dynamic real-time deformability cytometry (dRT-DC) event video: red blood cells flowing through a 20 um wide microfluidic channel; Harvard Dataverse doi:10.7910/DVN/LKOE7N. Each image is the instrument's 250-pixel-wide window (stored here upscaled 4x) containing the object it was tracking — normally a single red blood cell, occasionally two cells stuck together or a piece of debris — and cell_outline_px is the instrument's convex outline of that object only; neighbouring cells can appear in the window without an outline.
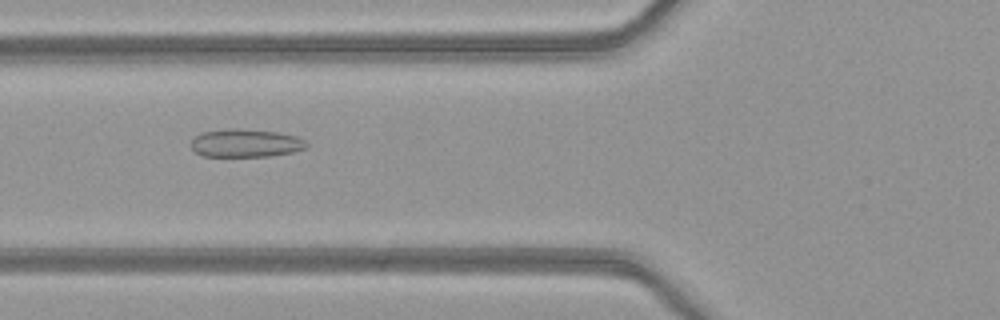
{"species": "common noctule bat (a hibernating species)", "species_latin": "Nyctalus noctula", "temperature_condition": "warm", "stored_images_in_passage": 51, "camera_frame_rate_fps": 3000, "um_per_image_px": 0.085, "animal": {"sex": "female", "body_mass_g": 21.9}, "frame": {"image": 1, "passage_image": 20, "time_ms": 6.333, "image_size_px": [1000, 320], "cell_outline_px": [[308, 148], [292, 152], [268, 156], [204, 156], [196, 152], [188, 144], [192, 136], [200, 132], [228, 128], [236, 128], [276, 132], [296, 136], [304, 140], [308, 144]], "centroid_in_image_um": [20.82, 12.15], "position_along_channel_um": 105.0, "area_um2": 19.13}}
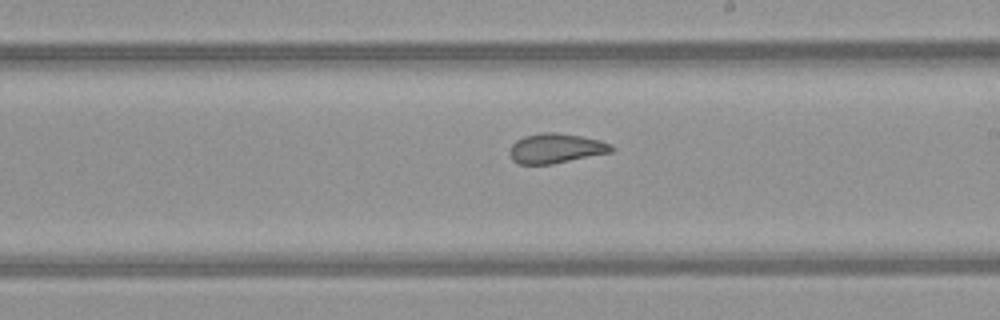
{"frame": {"image": 2, "passage_image": 30, "time_ms": 9.667, "image_size_px": [1000, 320], "cell_outline_px": [[616, 148], [612, 152], [552, 164], [520, 164], [512, 160], [508, 152], [512, 144], [516, 140], [524, 136], [540, 132], [556, 132], [580, 136], [600, 140], [612, 144]], "centroid_in_image_um": [47.25, 12.6], "position_along_channel_um": 241.8, "area_um2": 17.8}}
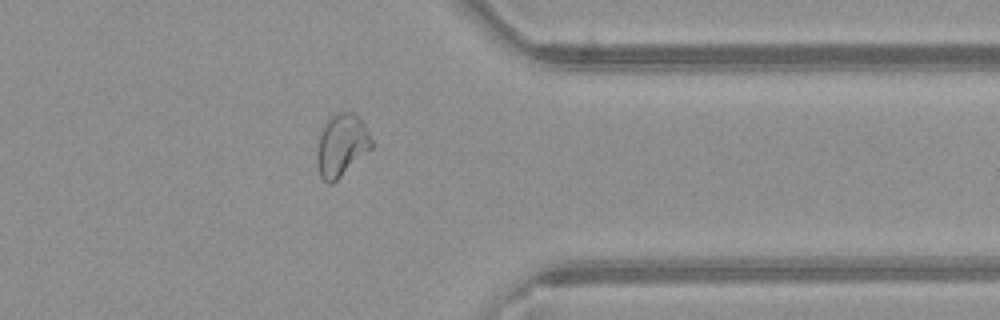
{"frame": {"image": 3, "passage_image": 41, "time_ms": 13.333, "image_size_px": [1000, 320], "cell_outline_px": [[372, 148], [332, 184], [328, 184], [320, 176], [316, 164], [316, 152], [320, 136], [324, 124], [336, 112], [356, 112], [360, 116], [372, 140]], "centroid_in_image_um": [29.03, 12.34], "position_along_channel_um": 382.4, "area_um2": 19.88}, "authors_computed_cell_mechanics": {"area_um2": 21.386, "velocity_mm_per_s": 4.0877, "shape_relaxation_time_tau1_ms": null, "shape_relaxation_time_tau2_ms": 1.2917, "deformation_change_tau1": null, "deformation_change_tau2": 0.0829}}